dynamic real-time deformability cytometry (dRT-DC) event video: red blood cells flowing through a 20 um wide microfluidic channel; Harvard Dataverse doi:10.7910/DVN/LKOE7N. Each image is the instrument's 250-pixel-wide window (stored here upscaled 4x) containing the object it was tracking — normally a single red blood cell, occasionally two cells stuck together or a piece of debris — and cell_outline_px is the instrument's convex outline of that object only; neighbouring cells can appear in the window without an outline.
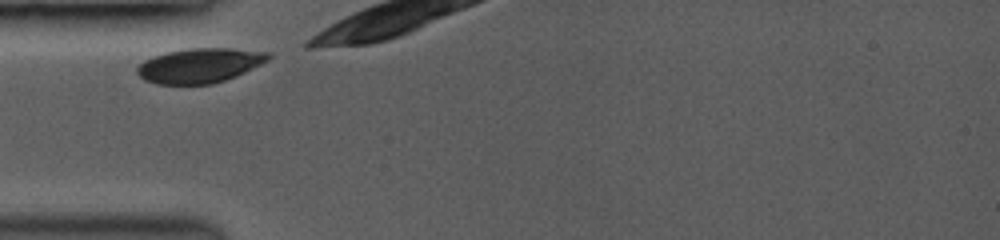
{"species": "common noctule bat (a hibernating species)", "species_latin": "Nyctalus noctula", "temperature_condition": "room temperature", "stored_images_in_passage": 6, "camera_frame_rate_fps": 3500, "um_per_image_px": 0.085, "animal": {"sex": "female", "body_mass_g": 19.0, "forearm_length_mm": 53.3}, "frame": {"image": 1, "passage_image": 1, "time_ms": 0.0, "image_size_px": [1000, 240], "cell_outline_px": [[272, 56], [268, 60], [236, 76], [212, 84], [156, 84], [144, 80], [136, 72], [136, 68], [144, 60], [152, 56], [168, 52], [188, 48], [228, 48], [272, 52]], "centroid_in_image_um": [16.97, 5.56], "position_along_channel_um": 68.0, "area_um2": 26.47}}